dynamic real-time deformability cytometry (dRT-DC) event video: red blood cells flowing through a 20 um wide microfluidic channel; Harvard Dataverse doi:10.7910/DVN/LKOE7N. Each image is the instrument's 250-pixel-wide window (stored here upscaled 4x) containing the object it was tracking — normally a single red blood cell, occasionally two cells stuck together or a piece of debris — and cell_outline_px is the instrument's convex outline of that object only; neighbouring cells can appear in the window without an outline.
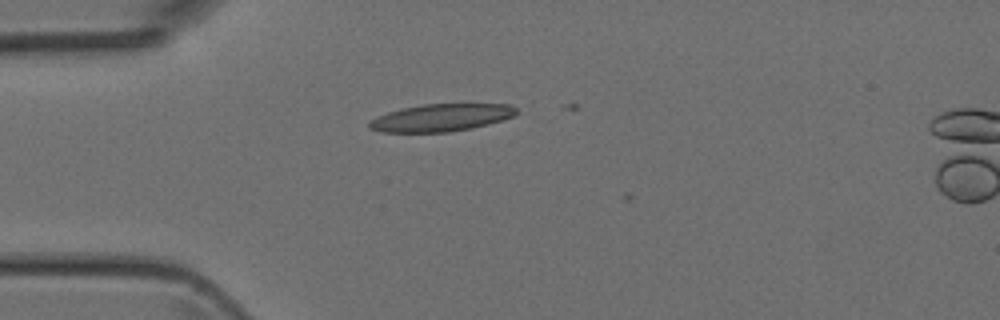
{"species": "Egyptian fruit bat (a non-hibernating species)", "species_latin": "Rousettus aegyptiacus", "temperature_condition": "room temperature", "stored_images_in_passage": 2, "camera_frame_rate_fps": 3000, "um_per_image_px": 0.085, "animal": {"sex": "female"}, "frame": {"image": 1, "passage_image": 1, "time_ms": 0.0, "image_size_px": [1000, 320], "cell_outline_px": [[520, 112], [516, 116], [488, 124], [472, 128], [448, 132], [380, 132], [368, 128], [368, 124], [376, 116], [400, 108], [424, 104], [512, 104]], "centroid_in_image_um": [37.52, 9.99], "position_along_channel_um": 47.5, "area_um2": 23.7}}